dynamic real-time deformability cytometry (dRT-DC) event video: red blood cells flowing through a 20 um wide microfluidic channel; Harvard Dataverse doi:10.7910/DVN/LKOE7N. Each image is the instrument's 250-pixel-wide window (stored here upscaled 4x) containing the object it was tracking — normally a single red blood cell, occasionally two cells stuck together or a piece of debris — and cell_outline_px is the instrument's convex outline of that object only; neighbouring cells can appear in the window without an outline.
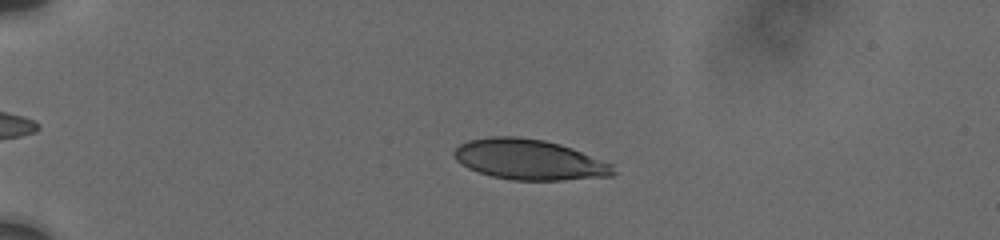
{"species": "human", "species_latin": "Homo sapiens", "temperature_condition": "cold", "stored_images_in_passage": 30, "camera_frame_rate_fps": 3000, "um_per_image_px": 0.085, "donor": {"sex": "male"}, "frame": {"image": 1, "passage_image": 17, "time_ms": 4.667, "image_size_px": [1000, 240], "cell_outline_px": [[616, 176], [560, 180], [512, 180], [492, 176], [468, 168], [456, 160], [452, 156], [452, 152], [460, 144], [468, 140], [488, 136], [520, 136], [544, 140], [560, 144], [572, 148], [612, 164], [616, 172]], "centroid_in_image_um": [44.98, 13.56], "position_along_channel_um": 40.0, "area_um2": 37.69}}
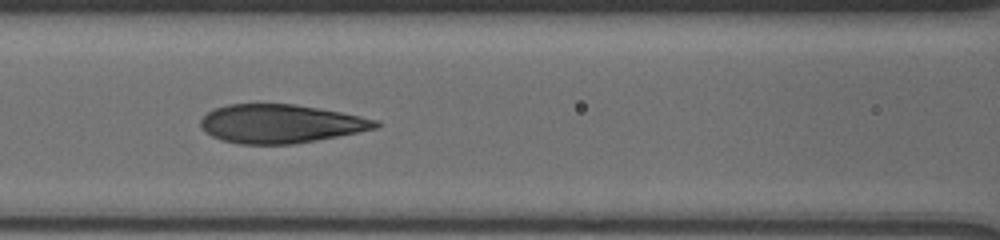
{"frame": {"image": 2, "passage_image": 26, "time_ms": 9.0, "image_size_px": [1000, 240], "cell_outline_px": [[380, 124], [376, 128], [316, 140], [292, 144], [240, 144], [220, 140], [204, 132], [200, 124], [200, 120], [212, 108], [228, 104], [292, 104], [340, 112], [380, 120]], "centroid_in_image_um": [23.79, 10.52], "position_along_channel_um": 142.8, "area_um2": 39.19}}
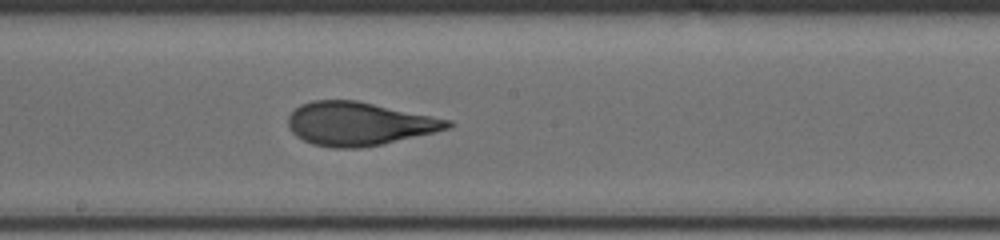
{"frame": {"image": 3, "passage_image": 30, "time_ms": 11.0, "image_size_px": [1000, 240], "cell_outline_px": [[456, 124], [448, 128], [384, 144], [360, 148], [332, 148], [312, 144], [296, 136], [288, 128], [288, 116], [300, 104], [312, 100], [356, 100], [452, 120]], "centroid_in_image_um": [30.49, 10.52], "position_along_channel_um": 217.7, "area_um2": 40.34}}